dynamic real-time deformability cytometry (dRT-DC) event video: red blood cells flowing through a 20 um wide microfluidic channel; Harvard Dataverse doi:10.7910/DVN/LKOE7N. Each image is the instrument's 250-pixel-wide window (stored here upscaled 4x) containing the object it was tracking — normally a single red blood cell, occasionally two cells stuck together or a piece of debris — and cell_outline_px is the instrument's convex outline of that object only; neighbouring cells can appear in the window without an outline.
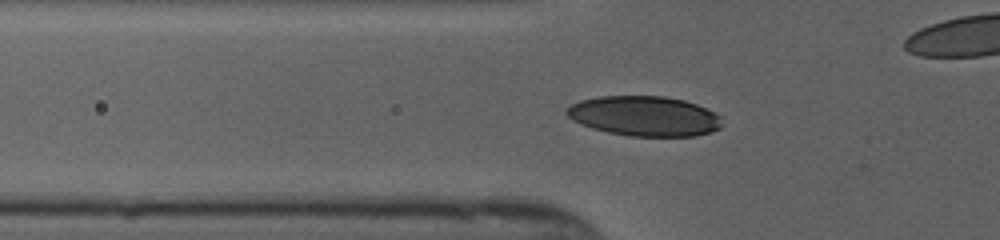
{"species": "human", "species_latin": "Homo sapiens", "temperature_condition": "cold", "stored_images_in_passage": 40, "camera_frame_rate_fps": 3000, "um_per_image_px": 0.085, "donor": {"sex": "female"}, "frame": {"image": 1, "passage_image": 6, "time_ms": 1.667, "image_size_px": [1000, 240], "cell_outline_px": [[724, 124], [720, 128], [712, 132], [696, 136], [632, 136], [608, 132], [592, 128], [568, 116], [564, 112], [572, 104], [580, 100], [600, 96], [664, 96], [684, 100], [696, 104], [720, 116]], "centroid_in_image_um": [54.82, 9.86], "position_along_channel_um": 71.0, "area_um2": 36.01}}
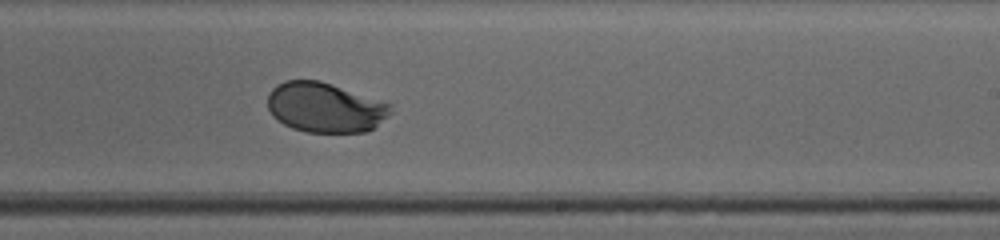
{"frame": {"image": 2, "passage_image": 21, "time_ms": 6.667, "image_size_px": [1000, 240], "cell_outline_px": [[392, 112], [388, 116], [368, 132], [304, 132], [292, 128], [276, 120], [272, 116], [268, 108], [268, 92], [276, 84], [284, 80], [320, 80], [392, 104]], "centroid_in_image_um": [27.61, 9.13], "position_along_channel_um": 261.4, "area_um2": 36.01}}
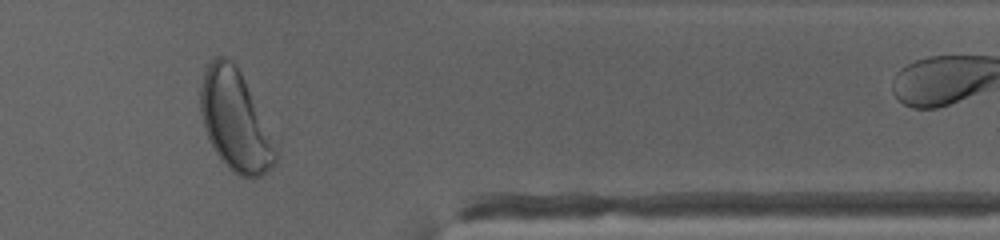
{"frame": {"image": 3, "passage_image": 32, "time_ms": 10.333, "image_size_px": [1000, 240], "cell_outline_px": [[280, 140], [276, 160], [272, 168], [260, 176], [252, 180], [240, 176], [232, 172], [220, 160], [204, 128], [200, 112], [200, 88], [204, 72], [208, 64], [216, 56], [224, 56], [232, 60], [240, 72]], "centroid_in_image_um": [20.08, 10.3], "position_along_channel_um": 391.3, "area_um2": 45.49}, "authors_computed_cell_mechanics": {"area_um2": 36.4718, "velocity_mm_per_s": 3.8334, "shape_relaxation_time_tau1_ms": 4.8717, "shape_relaxation_time_tau2_ms": null, "deformation_change_tau1": 0.1924, "deformation_change_tau2": null}}